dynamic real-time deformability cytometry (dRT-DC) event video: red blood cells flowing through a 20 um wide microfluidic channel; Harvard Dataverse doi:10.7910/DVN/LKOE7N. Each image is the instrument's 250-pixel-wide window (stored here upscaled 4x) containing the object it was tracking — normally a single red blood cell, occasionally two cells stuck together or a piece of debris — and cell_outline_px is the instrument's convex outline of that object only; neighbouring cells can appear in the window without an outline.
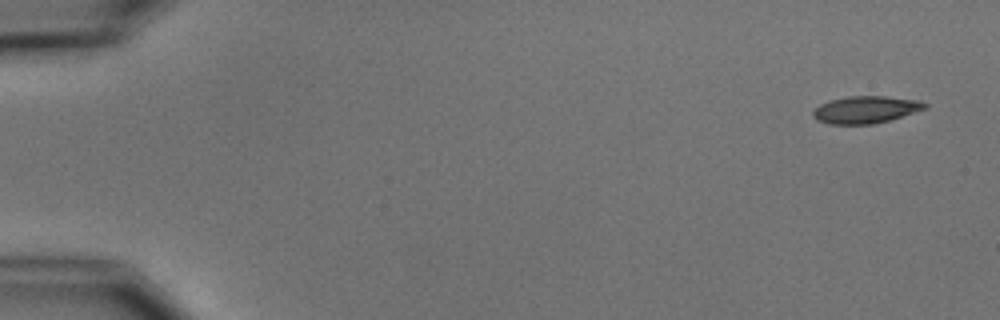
{"species": "common noctule bat (a hibernating species)", "species_latin": "Nyctalus noctula", "temperature_condition": "cold", "stored_images_in_passage": 6, "segment_of_instrument_passage": [2, 2], "camera_frame_rate_fps": 3000, "um_per_image_px": 0.085, "animal": {"sex": "male", "body_mass_g": 15.6}, "frame": {"image": 1, "passage_image": 6, "time_ms": 6.0, "image_size_px": [1000, 320], "cell_outline_px": [[928, 108], [888, 120], [872, 124], [828, 124], [816, 120], [812, 116], [812, 112], [820, 104], [832, 100], [848, 96], [884, 96], [920, 100], [928, 104]], "centroid_in_image_um": [73.58, 9.32], "position_along_channel_um": 11.4, "area_um2": 17.69}}